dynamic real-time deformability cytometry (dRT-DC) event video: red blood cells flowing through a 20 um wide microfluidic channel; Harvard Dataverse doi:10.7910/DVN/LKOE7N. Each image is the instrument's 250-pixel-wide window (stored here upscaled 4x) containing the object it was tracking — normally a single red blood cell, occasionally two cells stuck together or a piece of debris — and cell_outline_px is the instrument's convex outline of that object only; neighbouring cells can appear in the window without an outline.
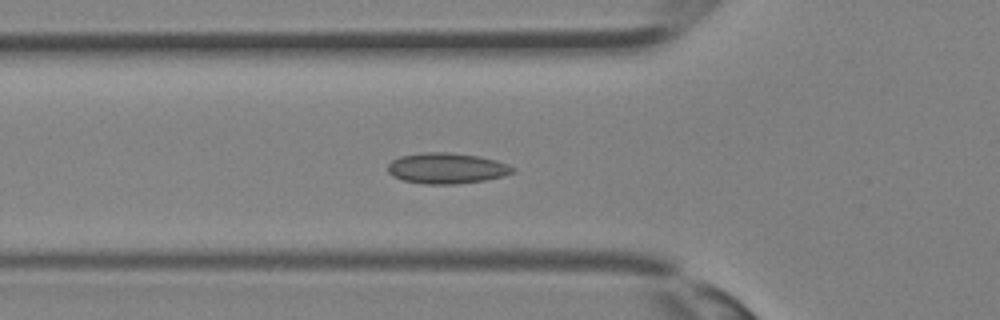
{"species": "Egyptian fruit bat (a non-hibernating species)", "species_latin": "Rousettus aegyptiacus", "temperature_condition": "room temperature", "stored_images_in_passage": 28, "camera_frame_rate_fps": 3000, "um_per_image_px": 0.085, "animal": {"sex": "female"}, "frame": {"image": 1, "passage_image": 6, "time_ms": 1.667, "image_size_px": [1000, 320], "cell_outline_px": [[516, 172], [504, 176], [484, 180], [456, 184], [424, 184], [404, 180], [392, 176], [388, 172], [388, 164], [392, 160], [400, 156], [424, 152], [444, 152], [480, 156], [496, 160], [508, 164], [516, 168]], "centroid_in_image_um": [38.0, 14.3], "position_along_channel_um": 87.8, "area_um2": 22.48}}
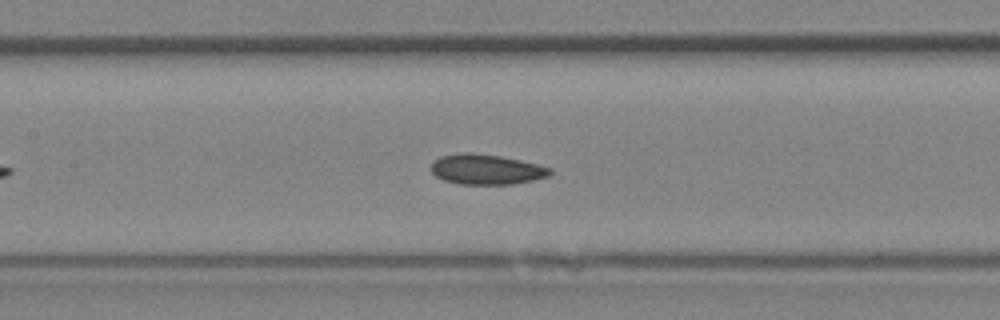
{"frame": {"image": 2, "passage_image": 10, "time_ms": 3.0, "image_size_px": [1000, 320], "cell_outline_px": [[552, 172], [548, 176], [532, 180], [512, 184], [460, 184], [444, 180], [436, 176], [432, 172], [432, 160], [440, 156], [460, 152], [472, 152], [500, 156], [520, 160], [552, 168]], "centroid_in_image_um": [41.31, 14.38], "position_along_channel_um": 166.1, "area_um2": 20.92}}
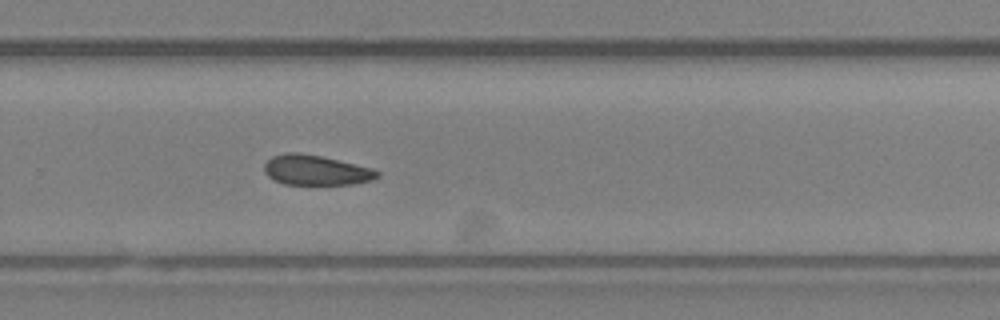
{"frame": {"image": 3, "passage_image": 17, "time_ms": 5.333, "image_size_px": [1000, 320], "cell_outline_px": [[380, 176], [372, 180], [352, 184], [284, 184], [268, 176], [264, 172], [264, 164], [272, 156], [284, 152], [300, 152], [320, 156], [372, 168], [380, 172]], "centroid_in_image_um": [26.84, 14.45], "position_along_channel_um": 303.0, "area_um2": 19.71}}